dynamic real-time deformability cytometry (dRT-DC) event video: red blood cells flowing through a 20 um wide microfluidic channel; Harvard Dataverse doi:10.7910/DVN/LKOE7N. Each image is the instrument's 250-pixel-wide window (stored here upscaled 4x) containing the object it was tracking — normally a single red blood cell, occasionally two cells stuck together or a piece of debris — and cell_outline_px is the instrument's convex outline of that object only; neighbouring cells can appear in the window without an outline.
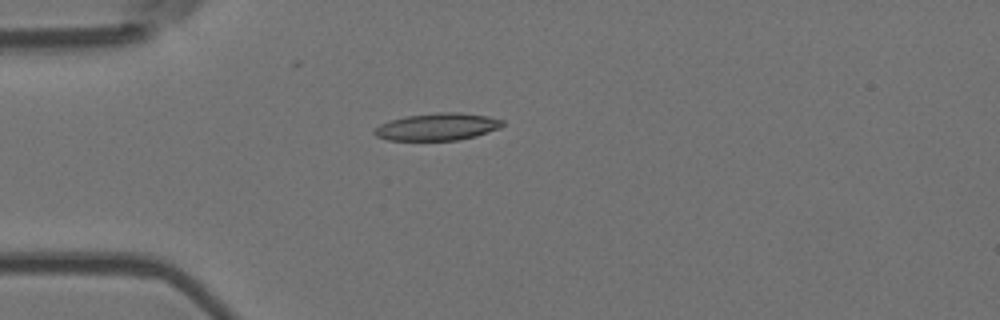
{"species": "Egyptian fruit bat (a non-hibernating species)", "species_latin": "Rousettus aegyptiacus", "temperature_condition": "room temperature", "stored_images_in_passage": 2, "camera_frame_rate_fps": 3000, "um_per_image_px": 0.085, "animal": {"sex": "female"}, "frame": {"image": 1, "passage_image": 1, "time_ms": 0.0, "image_size_px": [1000, 320], "cell_outline_px": [[504, 124], [500, 128], [476, 136], [460, 140], [388, 140], [376, 136], [372, 132], [380, 124], [388, 120], [404, 116], [440, 112], [460, 112], [488, 116], [504, 120]], "centroid_in_image_um": [37.18, 10.77], "position_along_channel_um": 47.8, "area_um2": 20.52}}